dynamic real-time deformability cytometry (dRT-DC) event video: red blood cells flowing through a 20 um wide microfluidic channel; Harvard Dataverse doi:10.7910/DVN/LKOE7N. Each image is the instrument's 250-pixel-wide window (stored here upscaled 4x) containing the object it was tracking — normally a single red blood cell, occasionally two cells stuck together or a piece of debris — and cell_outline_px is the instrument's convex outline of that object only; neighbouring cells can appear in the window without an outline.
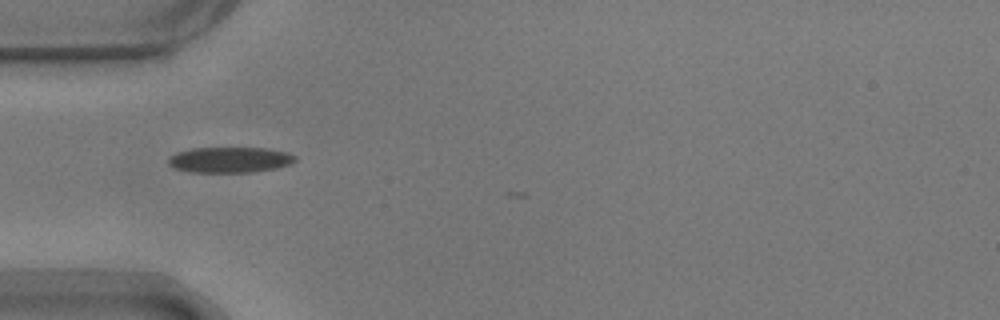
{"species": "common noctule bat (a hibernating species)", "species_latin": "Nyctalus noctula", "temperature_condition": "warm", "stored_images_in_passage": 34, "camera_frame_rate_fps": 3000, "um_per_image_px": 0.085, "animal": {"sex": "male", "body_mass_g": 17.9}, "frame": {"image": 1, "passage_image": 4, "time_ms": 1.0, "image_size_px": [1000, 320], "cell_outline_px": [[296, 160], [292, 164], [276, 168], [252, 172], [188, 172], [176, 168], [168, 164], [168, 156], [176, 152], [192, 148], [268, 148], [288, 152], [296, 156]], "centroid_in_image_um": [19.54, 13.58], "position_along_channel_um": 65.5, "area_um2": 19.13}}
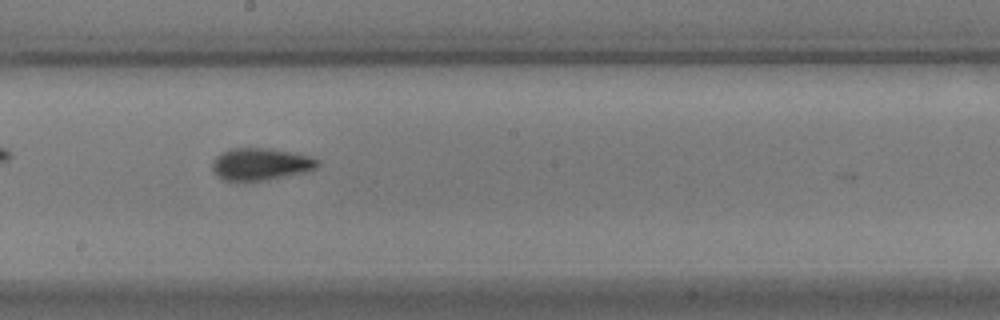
{"frame": {"image": 2, "passage_image": 17, "time_ms": 5.333, "image_size_px": [1000, 320], "cell_outline_px": [[320, 164], [316, 168], [308, 172], [264, 180], [224, 180], [216, 176], [212, 172], [212, 160], [220, 152], [228, 148], [268, 148], [292, 152], [312, 156], [320, 160]], "centroid_in_image_um": [22.16, 13.94], "position_along_channel_um": 226.0, "area_um2": 20.06}}
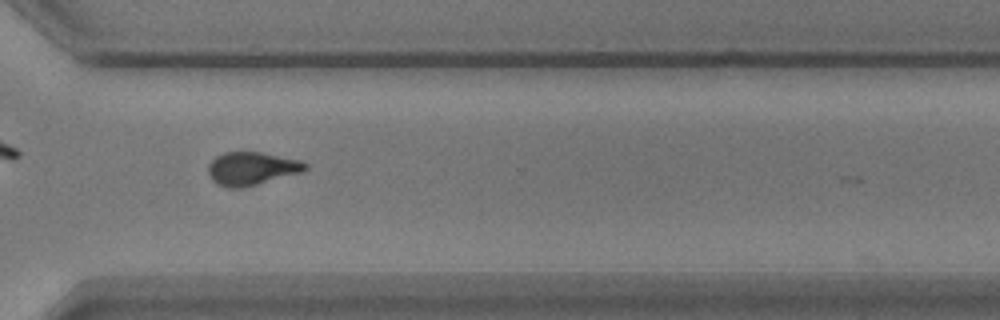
{"frame": {"image": 3, "passage_image": 27, "time_ms": 8.667, "image_size_px": [1000, 320], "cell_outline_px": [[308, 168], [304, 172], [240, 188], [228, 188], [216, 184], [208, 176], [208, 164], [216, 156], [224, 152], [260, 152], [300, 160], [308, 164]], "centroid_in_image_um": [21.38, 14.33], "position_along_channel_um": 349.2, "area_um2": 18.84}, "authors_computed_cell_mechanics": {"area_um2": 19.1318, "velocity_mm_per_s": 3.7012, "shape_relaxation_time_tau1_ms": 5.3065, "shape_relaxation_time_tau2_ms": 0.8365, "deformation_change_tau1": 0.1641, "deformation_change_tau2": 0.0653}}